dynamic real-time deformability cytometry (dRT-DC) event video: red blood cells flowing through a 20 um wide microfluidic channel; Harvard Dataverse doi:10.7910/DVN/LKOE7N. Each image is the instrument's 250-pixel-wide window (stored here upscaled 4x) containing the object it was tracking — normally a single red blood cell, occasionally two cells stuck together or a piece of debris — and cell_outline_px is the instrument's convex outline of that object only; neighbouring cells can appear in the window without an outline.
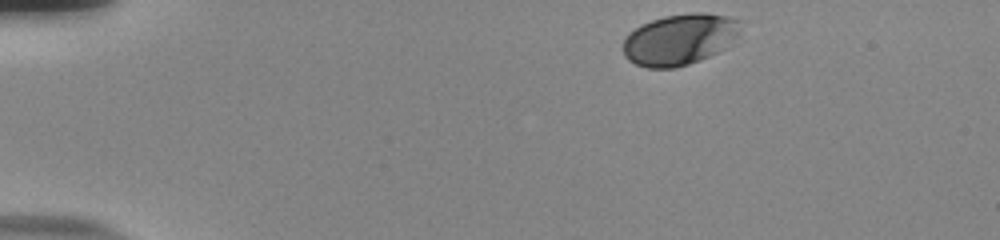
{"species": "human", "species_latin": "Homo sapiens", "temperature_condition": "room temperature", "stored_images_in_passage": 39, "camera_frame_rate_fps": 3000, "um_per_image_px": 0.085, "donor": {"sex": "male"}, "frame": {"image": 1, "passage_image": 1, "time_ms": 0.0, "image_size_px": [1000, 240], "cell_outline_px": [[744, 20], [740, 32], [736, 36], [716, 52], [700, 60], [676, 68], [648, 68], [636, 64], [628, 60], [624, 56], [624, 36], [628, 32], [640, 24], [664, 16], [692, 12], [704, 12], [728, 16]], "centroid_in_image_um": [57.75, 3.32], "position_along_channel_um": 27.3, "area_um2": 35.14}}
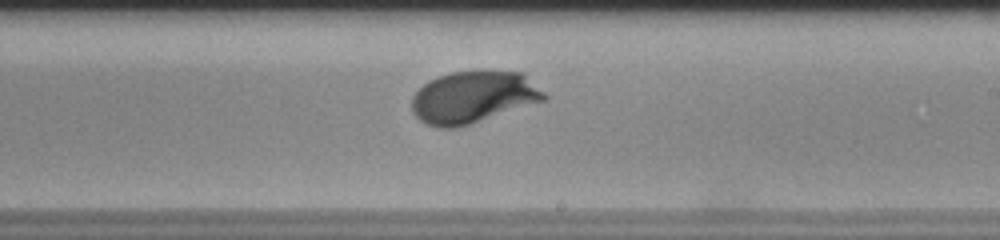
{"frame": {"image": 2, "passage_image": 26, "time_ms": 8.333, "image_size_px": [1000, 240], "cell_outline_px": [[548, 100], [472, 124], [456, 128], [436, 128], [420, 120], [412, 112], [412, 96], [428, 80], [436, 76], [452, 72], [484, 68], [524, 72], [548, 96]], "centroid_in_image_um": [40.28, 8.23], "position_along_channel_um": 248.7, "area_um2": 41.38}}
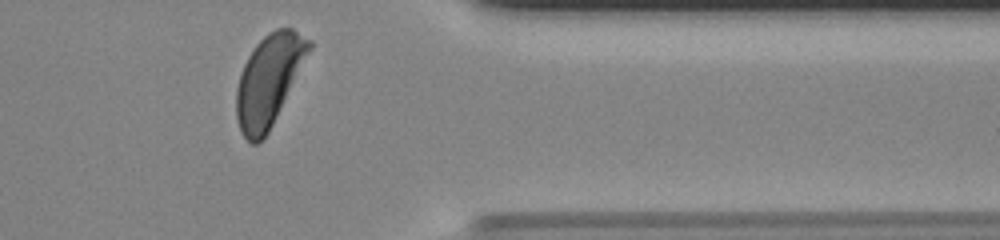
{"frame": {"image": 3, "passage_image": 38, "time_ms": 12.333, "image_size_px": [1000, 240], "cell_outline_px": [[312, 48], [268, 132], [256, 144], [252, 144], [240, 132], [236, 116], [236, 88], [240, 72], [248, 56], [256, 44], [268, 32], [276, 28], [292, 28], [312, 40]], "centroid_in_image_um": [22.84, 6.79], "position_along_channel_um": 388.6, "area_um2": 38.21}, "authors_computed_cell_mechanics": {"area_um2": 38.7838, "velocity_mm_per_s": 3.7229, "shape_relaxation_time_tau1_ms": 3.6577, "shape_relaxation_time_tau2_ms": null, "deformation_change_tau1": 0.1885, "deformation_change_tau2": null}}